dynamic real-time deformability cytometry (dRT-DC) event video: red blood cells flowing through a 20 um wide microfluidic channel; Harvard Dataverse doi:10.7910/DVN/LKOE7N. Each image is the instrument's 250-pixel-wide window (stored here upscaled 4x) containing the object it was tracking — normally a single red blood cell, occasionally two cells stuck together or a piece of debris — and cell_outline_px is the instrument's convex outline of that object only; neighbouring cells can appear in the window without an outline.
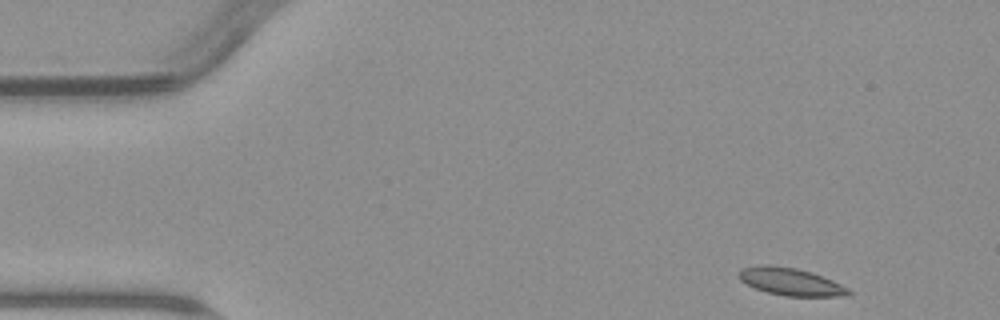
{"species": "common noctule bat (a hibernating species)", "species_latin": "Nyctalus noctula", "temperature_condition": "warm", "stored_images_in_passage": 3, "camera_frame_rate_fps": 3000, "um_per_image_px": 0.085, "animal": {"sex": "male", "body_mass_g": 23.1, "forearm_length_mm": 52.7}, "frame": {"image": 1, "passage_image": 1, "time_ms": 0.0, "image_size_px": [1000, 320], "cell_outline_px": [[852, 292], [848, 296], [784, 296], [768, 292], [756, 288], [740, 280], [740, 272], [744, 268], [764, 264], [768, 264], [796, 268], [812, 272], [832, 280], [848, 288]], "centroid_in_image_um": [67.26, 23.95], "position_along_channel_um": 17.7, "area_um2": 17.34}}
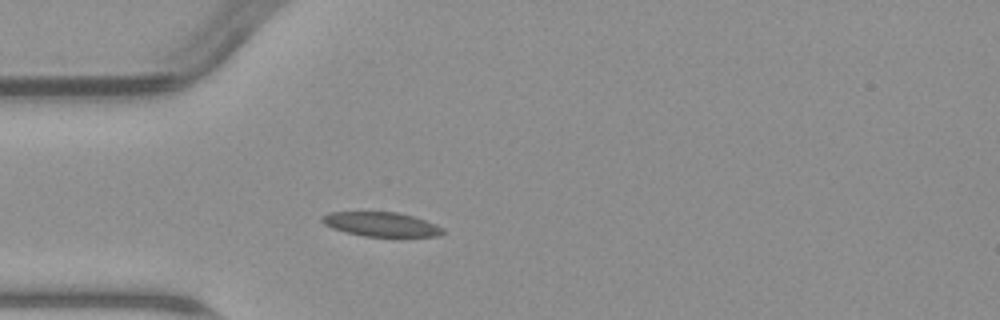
{"frame": {"image": 2, "passage_image": 3, "time_ms": 3.333, "image_size_px": [1000, 320], "cell_outline_px": [[444, 232], [440, 236], [400, 240], [364, 236], [344, 232], [332, 228], [324, 224], [320, 220], [320, 216], [328, 212], [396, 212], [412, 216], [436, 224], [444, 228]], "centroid_in_image_um": [32.46, 19.13], "position_along_channel_um": 52.5, "area_um2": 18.21}}